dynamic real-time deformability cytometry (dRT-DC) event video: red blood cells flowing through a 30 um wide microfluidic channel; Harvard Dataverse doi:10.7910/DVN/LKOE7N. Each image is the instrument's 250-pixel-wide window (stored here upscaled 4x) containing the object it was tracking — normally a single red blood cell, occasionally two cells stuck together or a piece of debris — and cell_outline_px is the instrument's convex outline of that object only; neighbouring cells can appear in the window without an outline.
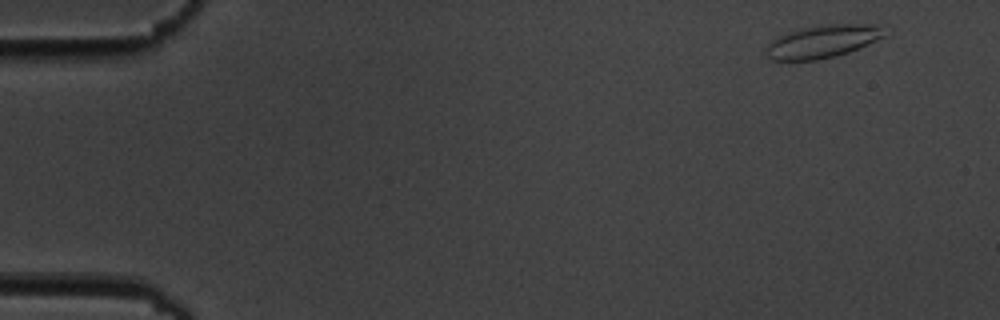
{"species": "common noctule bat (a hibernating species)", "species_latin": "Nyctalus noctula", "temperature_condition": "cold", "stored_images_in_passage": 7, "camera_frame_rate_fps": 3000, "um_per_image_px": 0.085, "animal": {"sex": "male", "body_mass_g": 19.5, "forearm_length_mm": 54.6}, "frame": {"image": 1, "passage_image": 1, "time_ms": 0.0, "image_size_px": [1000, 320], "cell_outline_px": [[888, 36], [848, 52], [836, 56], [816, 60], [772, 60], [768, 56], [768, 44], [776, 36], [788, 32], [804, 28], [828, 24], [884, 24]], "centroid_in_image_um": [70.03, 3.5], "position_along_channel_um": 15.0, "area_um2": 22.72}}
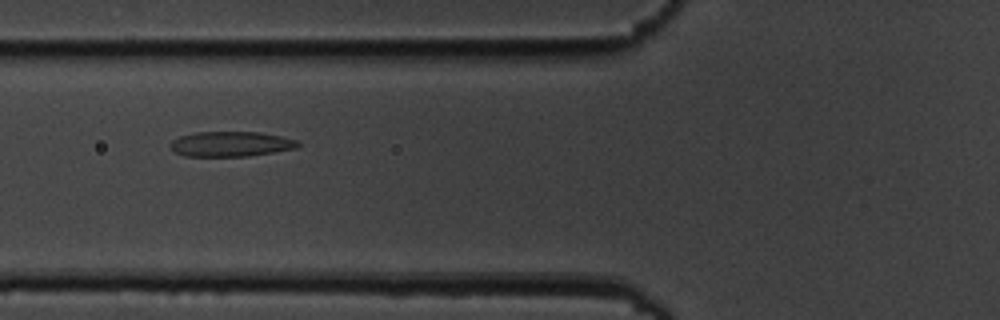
{"frame": {"image": 2, "passage_image": 6, "time_ms": 6.0, "image_size_px": [1000, 320], "cell_outline_px": [[300, 144], [296, 148], [248, 156], [184, 156], [176, 152], [172, 148], [172, 140], [180, 136], [196, 132], [260, 132], [280, 136], [296, 140]], "centroid_in_image_um": [19.62, 12.24], "position_along_channel_um": 106.2, "area_um2": 18.38}}
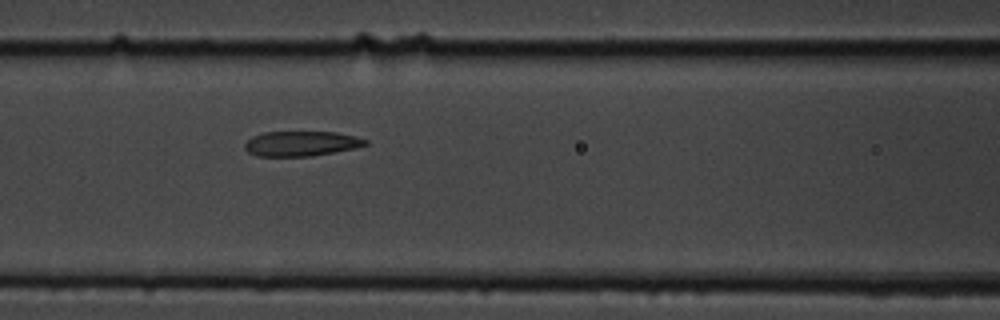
{"frame": {"image": 3, "passage_image": 7, "time_ms": 7.0, "image_size_px": [1000, 320], "cell_outline_px": [[368, 144], [356, 148], [312, 156], [256, 156], [248, 152], [244, 148], [244, 144], [252, 136], [264, 132], [336, 132], [368, 140]], "centroid_in_image_um": [25.58, 12.21], "position_along_channel_um": 141.0, "area_um2": 17.51}}